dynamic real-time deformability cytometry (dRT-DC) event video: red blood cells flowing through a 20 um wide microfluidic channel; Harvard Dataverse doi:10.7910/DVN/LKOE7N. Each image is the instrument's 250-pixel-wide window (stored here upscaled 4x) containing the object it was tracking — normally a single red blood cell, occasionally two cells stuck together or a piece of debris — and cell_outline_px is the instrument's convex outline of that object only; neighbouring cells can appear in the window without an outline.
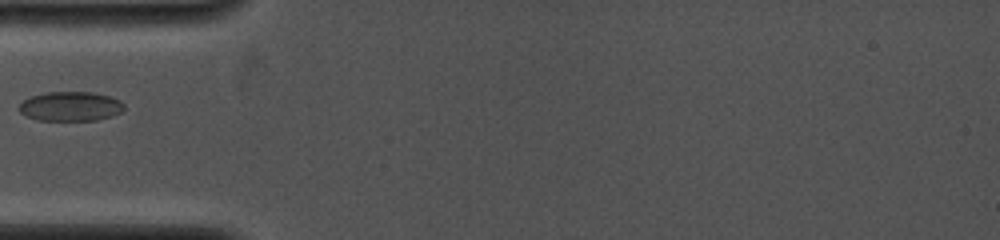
{"species": "common noctule bat (a hibernating species)", "species_latin": "Nyctalus noctula", "temperature_condition": "cold", "stored_images_in_passage": 39, "camera_frame_rate_fps": 4000, "um_per_image_px": 0.085, "animal": {"sex": "female", "body_mass_g": 19.0, "forearm_length_mm": 53.3}, "frame": {"image": 1, "passage_image": 1, "time_ms": 0.0, "image_size_px": [1000, 240], "cell_outline_px": [[124, 108], [120, 112], [112, 116], [96, 120], [40, 120], [28, 116], [20, 112], [16, 108], [24, 100], [32, 96], [48, 92], [92, 92], [108, 96], [120, 100], [124, 104]], "centroid_in_image_um": [6.0, 9.04], "position_along_channel_um": 79.0, "area_um2": 17.86}}
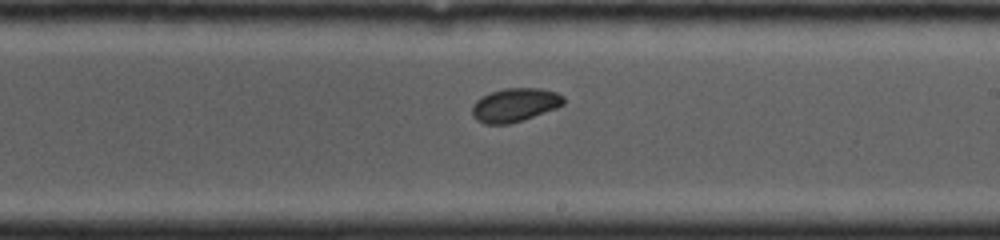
{"frame": {"image": 2, "passage_image": 17, "time_ms": 4.0, "image_size_px": [1000, 240], "cell_outline_px": [[564, 104], [556, 108], [524, 120], [508, 124], [484, 124], [476, 120], [472, 116], [472, 104], [480, 96], [504, 88], [540, 88], [556, 92], [564, 96]], "centroid_in_image_um": [43.74, 8.92], "position_along_channel_um": 245.3, "area_um2": 18.09}}
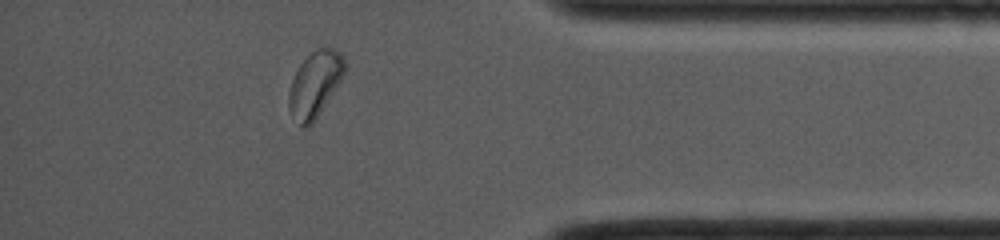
{"frame": {"image": 3, "passage_image": 34, "time_ms": 8.25, "image_size_px": [1000, 240], "cell_outline_px": [[344, 72], [316, 120], [308, 128], [300, 128], [288, 108], [288, 92], [292, 80], [300, 64], [316, 48], [332, 48], [340, 52], [344, 56]], "centroid_in_image_um": [26.73, 7.2], "position_along_channel_um": 408.5, "area_um2": 21.1}}